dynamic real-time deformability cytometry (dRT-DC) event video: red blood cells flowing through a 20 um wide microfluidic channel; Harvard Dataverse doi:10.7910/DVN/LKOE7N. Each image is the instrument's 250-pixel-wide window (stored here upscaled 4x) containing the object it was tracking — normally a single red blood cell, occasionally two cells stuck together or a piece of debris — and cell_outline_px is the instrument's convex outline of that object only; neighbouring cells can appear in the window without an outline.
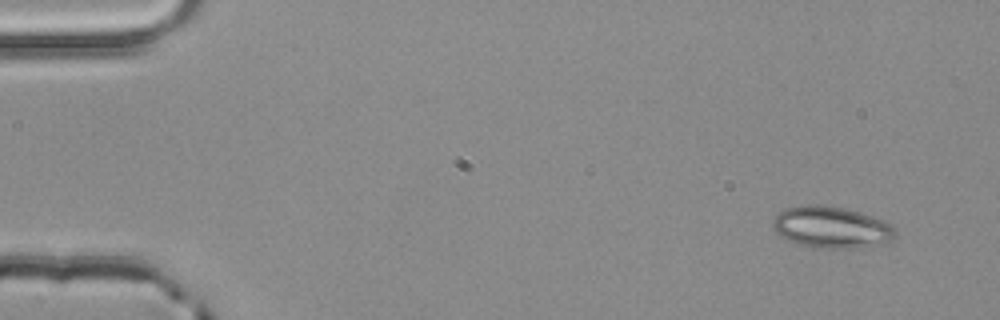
{"species": "common noctule bat (a hibernating species)", "species_latin": "Nyctalus noctula", "temperature_condition": "room temperature", "stored_images_in_passage": 4, "camera_frame_rate_fps": 3000, "um_per_image_px": 0.085, "animal": {"sex": "male", "body_mass_g": 20.4}, "frame": {"image": 1, "passage_image": 1, "time_ms": 0.0, "image_size_px": [1000, 320], "cell_outline_px": [[896, 236], [892, 240], [852, 248], [812, 248], [788, 240], [776, 232], [772, 224], [772, 220], [784, 208], [808, 204], [816, 204], [844, 208], [860, 212], [884, 220], [892, 224], [896, 228]], "centroid_in_image_um": [70.66, 19.3], "position_along_channel_um": 14.3, "area_um2": 29.59}}